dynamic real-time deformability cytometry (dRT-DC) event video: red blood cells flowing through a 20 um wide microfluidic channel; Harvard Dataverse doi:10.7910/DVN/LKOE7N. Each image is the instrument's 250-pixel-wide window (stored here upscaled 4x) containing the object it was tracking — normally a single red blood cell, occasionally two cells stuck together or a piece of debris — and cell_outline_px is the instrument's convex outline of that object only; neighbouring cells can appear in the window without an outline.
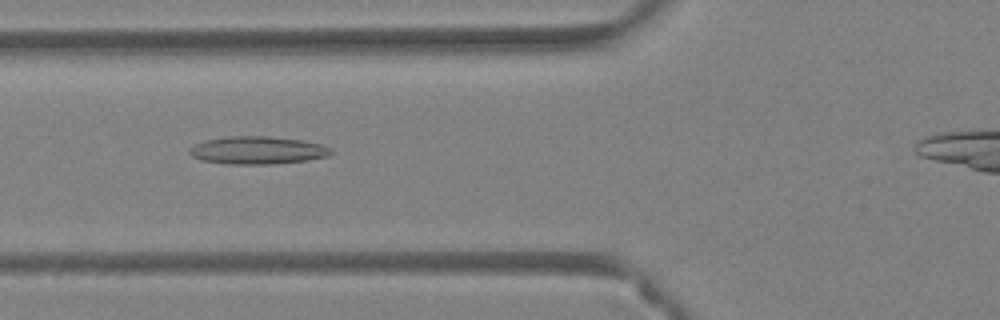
{"species": "Egyptian fruit bat (a non-hibernating species)", "species_latin": "Rousettus aegyptiacus", "temperature_condition": "warm", "stored_images_in_passage": 37, "camera_frame_rate_fps": 3000, "um_per_image_px": 0.085, "animal": {"sex": "female"}, "frame": {"image": 1, "passage_image": 11, "time_ms": 3.333, "image_size_px": [1000, 320], "cell_outline_px": [[332, 152], [328, 156], [308, 160], [272, 164], [228, 164], [200, 160], [192, 156], [188, 152], [188, 148], [204, 140], [228, 136], [268, 136], [300, 140], [320, 144], [332, 148]], "centroid_in_image_um": [21.86, 12.77], "position_along_channel_um": 103.9, "area_um2": 22.95}}
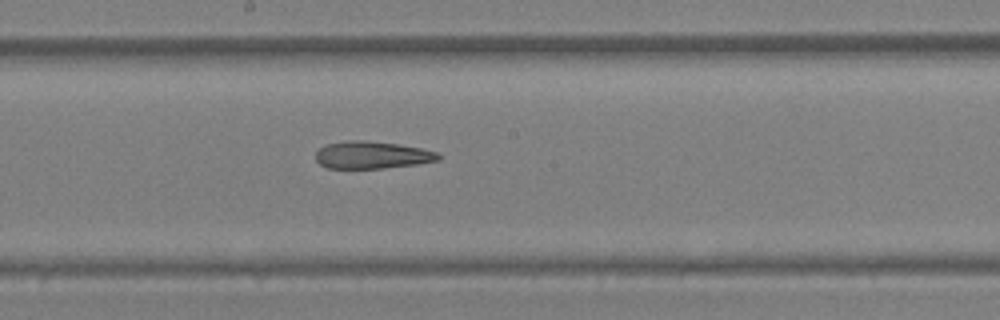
{"frame": {"image": 2, "passage_image": 19, "time_ms": 6.0, "image_size_px": [1000, 320], "cell_outline_px": [[440, 160], [416, 164], [384, 168], [328, 168], [320, 164], [316, 160], [316, 152], [320, 148], [328, 144], [348, 140], [364, 140], [396, 144], [420, 148], [436, 152], [440, 156]], "centroid_in_image_um": [31.61, 13.18], "position_along_channel_um": 216.6, "area_um2": 19.31}}
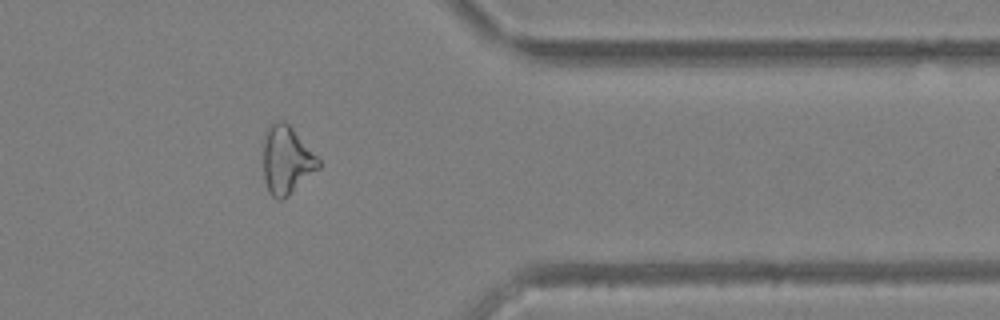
{"frame": {"image": 3, "passage_image": 32, "time_ms": 10.333, "image_size_px": [1000, 320], "cell_outline_px": [[320, 168], [284, 200], [276, 200], [268, 192], [264, 180], [264, 132], [276, 120], [284, 120], [292, 128], [320, 160]], "centroid_in_image_um": [24.35, 13.64], "position_along_channel_um": 387.0, "area_um2": 21.96}, "authors_computed_cell_mechanics": {"area_um2": 21.7906, "velocity_mm_per_s": 4.2258, "shape_relaxation_time_tau1_ms": null, "shape_relaxation_time_tau2_ms": 8.5914, "deformation_change_tau1": null, "deformation_change_tau2": 0.2743}}